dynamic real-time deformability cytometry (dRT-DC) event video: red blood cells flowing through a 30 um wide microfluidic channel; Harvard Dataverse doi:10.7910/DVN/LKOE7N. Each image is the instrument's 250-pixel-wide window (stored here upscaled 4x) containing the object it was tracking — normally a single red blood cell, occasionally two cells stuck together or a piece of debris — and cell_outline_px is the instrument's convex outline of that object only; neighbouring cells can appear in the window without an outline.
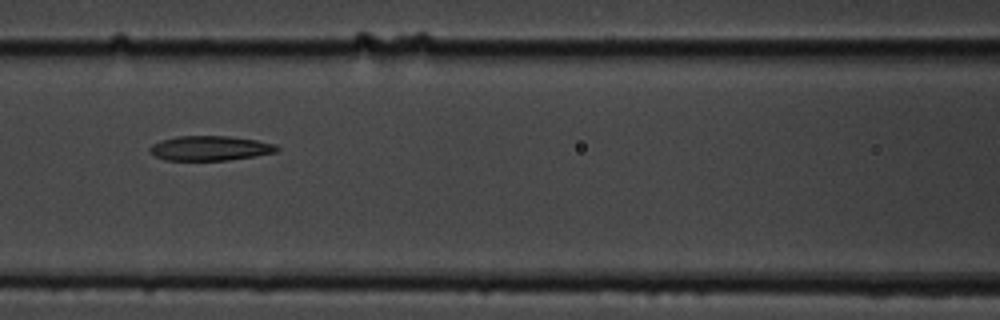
{"species": "common noctule bat (a hibernating species)", "species_latin": "Nyctalus noctula", "temperature_condition": "cold", "stored_images_in_passage": 7, "camera_frame_rate_fps": 3000, "um_per_image_px": 0.085, "animal": {"sex": "male", "body_mass_g": 19.5, "forearm_length_mm": 54.6}, "frame": {"image": 1, "passage_image": 4, "time_ms": 3.333, "image_size_px": [1000, 320], "cell_outline_px": [[280, 148], [276, 152], [256, 156], [228, 160], [164, 160], [148, 152], [148, 148], [152, 144], [176, 136], [228, 136], [256, 140], [276, 144]], "centroid_in_image_um": [17.86, 12.6], "position_along_channel_um": 148.7, "area_um2": 18.32}}
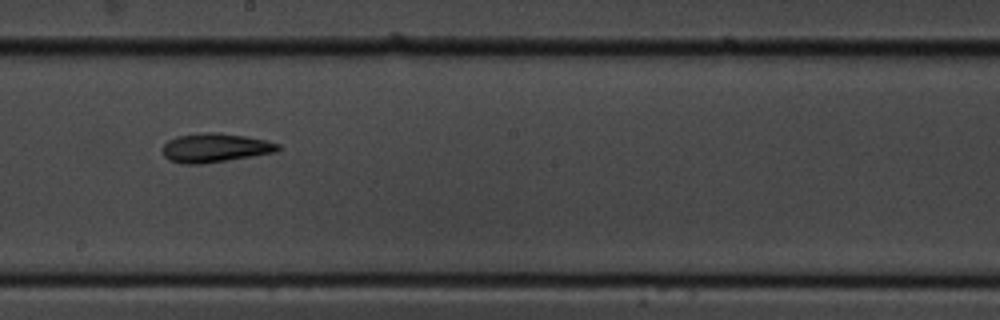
{"frame": {"image": 2, "passage_image": 6, "time_ms": 5.667, "image_size_px": [1000, 320], "cell_outline_px": [[280, 148], [276, 152], [228, 160], [200, 164], [184, 164], [168, 160], [164, 156], [160, 148], [168, 140], [176, 136], [204, 132], [216, 132], [244, 136], [268, 140], [280, 144]], "centroid_in_image_um": [18.25, 12.56], "position_along_channel_um": 230.0, "area_um2": 19.65}}
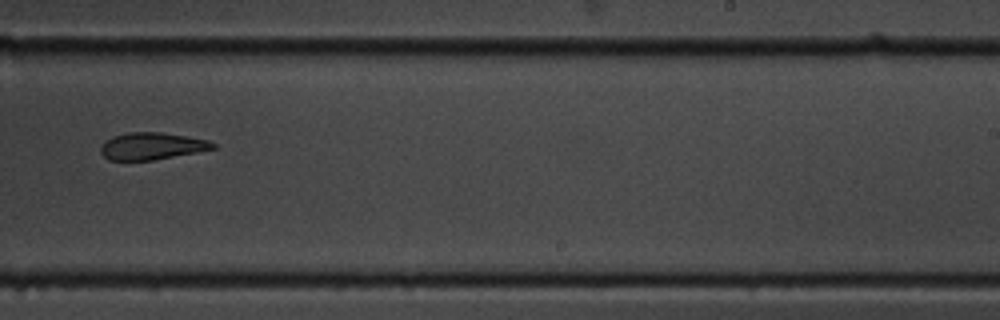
{"frame": {"image": 3, "passage_image": 7, "time_ms": 7.0, "image_size_px": [1000, 320], "cell_outline_px": [[216, 148], [196, 152], [152, 160], [108, 160], [100, 152], [100, 148], [104, 140], [112, 136], [128, 132], [164, 132], [188, 136], [208, 140], [216, 144]], "centroid_in_image_um": [12.88, 12.4], "position_along_channel_um": 276.1, "area_um2": 17.8}}